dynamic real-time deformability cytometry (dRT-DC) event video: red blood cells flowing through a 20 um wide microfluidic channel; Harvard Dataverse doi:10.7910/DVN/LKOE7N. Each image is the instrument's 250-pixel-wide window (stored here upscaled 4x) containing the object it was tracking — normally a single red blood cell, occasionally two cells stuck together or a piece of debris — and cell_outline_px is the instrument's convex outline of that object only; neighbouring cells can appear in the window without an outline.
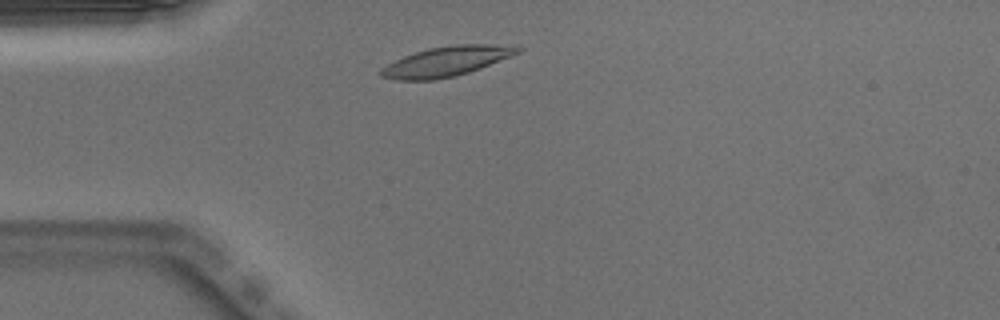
{"species": "Egyptian fruit bat (a non-hibernating species)", "species_latin": "Rousettus aegyptiacus", "temperature_condition": "warm", "stored_images_in_passage": 41, "camera_frame_rate_fps": 3000, "um_per_image_px": 0.085, "animal": {"sex": "male"}, "frame": {"image": 1, "passage_image": 4, "time_ms": 1.0, "image_size_px": [1000, 320], "cell_outline_px": [[524, 48], [520, 52], [480, 68], [456, 76], [432, 80], [396, 80], [380, 76], [380, 68], [404, 56], [428, 48], [452, 44], [488, 44]], "centroid_in_image_um": [37.9, 5.22], "position_along_channel_um": 47.1, "area_um2": 23.47}}
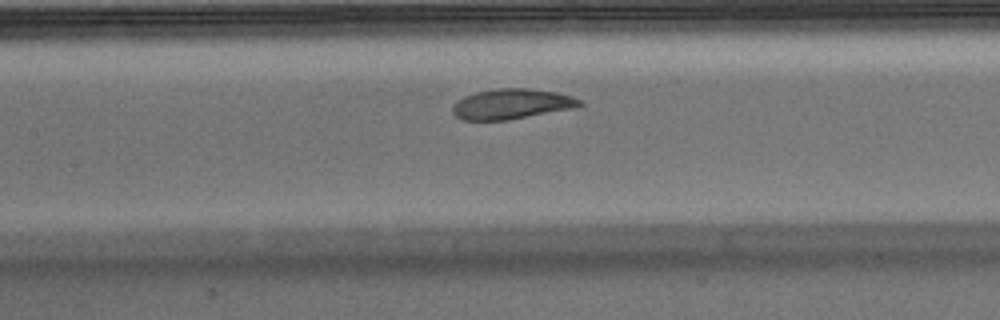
{"frame": {"image": 2, "passage_image": 14, "time_ms": 4.333, "image_size_px": [1000, 320], "cell_outline_px": [[584, 104], [572, 108], [508, 120], [464, 120], [456, 116], [452, 112], [452, 104], [456, 100], [464, 96], [476, 92], [496, 88], [528, 88], [556, 92], [572, 96], [580, 100]], "centroid_in_image_um": [43.44, 8.83], "position_along_channel_um": 164.0, "area_um2": 22.37}}
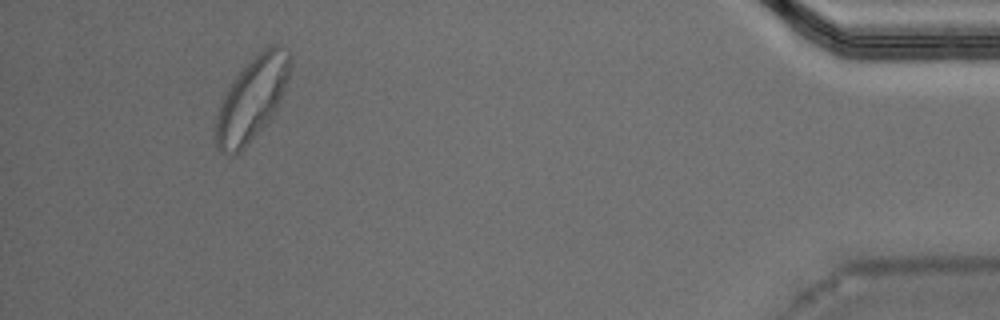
{"frame": {"image": 3, "passage_image": 38, "time_ms": 12.333, "image_size_px": [1000, 320], "cell_outline_px": [[292, 56], [288, 76], [284, 88], [276, 108], [268, 120], [244, 148], [240, 152], [232, 156], [228, 156], [220, 152], [216, 148], [216, 116], [220, 104], [232, 80], [256, 52], [268, 44], [276, 44], [288, 48]], "centroid_in_image_um": [21.4, 8.36], "position_along_channel_um": 413.8, "area_um2": 35.95}, "authors_computed_cell_mechanics": {"area_um2": 23.4668, "velocity_mm_per_s": 3.9288, "shape_relaxation_time_tau1_ms": 3.53, "shape_relaxation_time_tau2_ms": 2.5431, "deformation_change_tau1": 0.1402, "deformation_change_tau2": 0.0803}}